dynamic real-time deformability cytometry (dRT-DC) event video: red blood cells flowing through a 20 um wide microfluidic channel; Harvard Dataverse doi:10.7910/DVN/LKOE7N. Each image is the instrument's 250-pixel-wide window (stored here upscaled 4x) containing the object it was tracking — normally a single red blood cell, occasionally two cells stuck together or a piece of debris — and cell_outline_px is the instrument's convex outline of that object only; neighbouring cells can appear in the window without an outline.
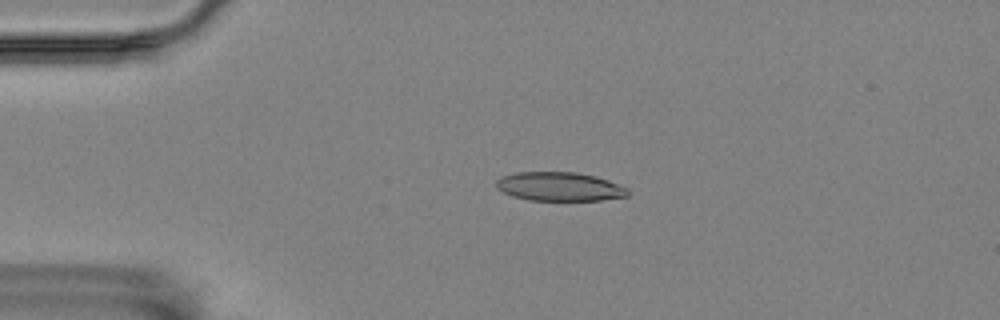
{"species": "Egyptian fruit bat (a non-hibernating species)", "species_latin": "Rousettus aegyptiacus", "temperature_condition": "room temperature", "stored_images_in_passage": 3, "camera_frame_rate_fps": 3000, "um_per_image_px": 0.085, "animal": {"sex": "female"}, "frame": {"image": 1, "passage_image": 2, "time_ms": 0.333, "image_size_px": [1000, 320], "cell_outline_px": [[628, 196], [600, 200], [528, 200], [512, 196], [496, 188], [496, 180], [500, 176], [516, 172], [576, 172], [596, 176], [608, 180], [628, 188]], "centroid_in_image_um": [47.53, 15.85], "position_along_channel_um": 37.5, "area_um2": 22.2}}